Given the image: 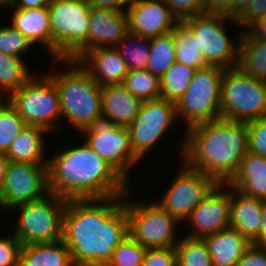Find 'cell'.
Instances as JSON below:
<instances>
[{"mask_svg": "<svg viewBox=\"0 0 266 266\" xmlns=\"http://www.w3.org/2000/svg\"><path fill=\"white\" fill-rule=\"evenodd\" d=\"M134 0H87L90 7L101 8V9H111L116 11H126L127 7ZM126 6V8H122Z\"/></svg>", "mask_w": 266, "mask_h": 266, "instance_id": "f6af8a7d", "label": "cell"}, {"mask_svg": "<svg viewBox=\"0 0 266 266\" xmlns=\"http://www.w3.org/2000/svg\"><path fill=\"white\" fill-rule=\"evenodd\" d=\"M48 191L47 164L9 161L0 191V209L44 198Z\"/></svg>", "mask_w": 266, "mask_h": 266, "instance_id": "5bb4252c", "label": "cell"}, {"mask_svg": "<svg viewBox=\"0 0 266 266\" xmlns=\"http://www.w3.org/2000/svg\"><path fill=\"white\" fill-rule=\"evenodd\" d=\"M248 4L249 0H232V18L236 19Z\"/></svg>", "mask_w": 266, "mask_h": 266, "instance_id": "681fc988", "label": "cell"}, {"mask_svg": "<svg viewBox=\"0 0 266 266\" xmlns=\"http://www.w3.org/2000/svg\"><path fill=\"white\" fill-rule=\"evenodd\" d=\"M126 15L128 32L148 39L171 33L179 25L165 0H134Z\"/></svg>", "mask_w": 266, "mask_h": 266, "instance_id": "e0dca14e", "label": "cell"}, {"mask_svg": "<svg viewBox=\"0 0 266 266\" xmlns=\"http://www.w3.org/2000/svg\"><path fill=\"white\" fill-rule=\"evenodd\" d=\"M67 201L48 193L44 198L16 205L19 221L13 233L22 245L62 240V217Z\"/></svg>", "mask_w": 266, "mask_h": 266, "instance_id": "30bf717a", "label": "cell"}, {"mask_svg": "<svg viewBox=\"0 0 266 266\" xmlns=\"http://www.w3.org/2000/svg\"><path fill=\"white\" fill-rule=\"evenodd\" d=\"M102 114L117 126L128 127L137 116L142 101L132 95L123 84L101 88Z\"/></svg>", "mask_w": 266, "mask_h": 266, "instance_id": "603a6c76", "label": "cell"}, {"mask_svg": "<svg viewBox=\"0 0 266 266\" xmlns=\"http://www.w3.org/2000/svg\"><path fill=\"white\" fill-rule=\"evenodd\" d=\"M81 133L87 137L85 143L129 184L130 168L141 159L131 148L128 127L117 126L100 114Z\"/></svg>", "mask_w": 266, "mask_h": 266, "instance_id": "8fae6325", "label": "cell"}, {"mask_svg": "<svg viewBox=\"0 0 266 266\" xmlns=\"http://www.w3.org/2000/svg\"><path fill=\"white\" fill-rule=\"evenodd\" d=\"M169 11L178 20L184 22L195 15L205 13L207 0H165Z\"/></svg>", "mask_w": 266, "mask_h": 266, "instance_id": "74e56055", "label": "cell"}, {"mask_svg": "<svg viewBox=\"0 0 266 266\" xmlns=\"http://www.w3.org/2000/svg\"><path fill=\"white\" fill-rule=\"evenodd\" d=\"M0 6L2 7H10V4L6 0H0Z\"/></svg>", "mask_w": 266, "mask_h": 266, "instance_id": "816d5d0a", "label": "cell"}, {"mask_svg": "<svg viewBox=\"0 0 266 266\" xmlns=\"http://www.w3.org/2000/svg\"><path fill=\"white\" fill-rule=\"evenodd\" d=\"M176 119L174 102L163 98L143 101L137 116L128 126L133 152L143 159Z\"/></svg>", "mask_w": 266, "mask_h": 266, "instance_id": "4fadbf2b", "label": "cell"}, {"mask_svg": "<svg viewBox=\"0 0 266 266\" xmlns=\"http://www.w3.org/2000/svg\"><path fill=\"white\" fill-rule=\"evenodd\" d=\"M28 69L22 58L0 52V99H7L33 75Z\"/></svg>", "mask_w": 266, "mask_h": 266, "instance_id": "83f0119b", "label": "cell"}, {"mask_svg": "<svg viewBox=\"0 0 266 266\" xmlns=\"http://www.w3.org/2000/svg\"><path fill=\"white\" fill-rule=\"evenodd\" d=\"M237 67L246 75L266 82V41L241 39Z\"/></svg>", "mask_w": 266, "mask_h": 266, "instance_id": "4316f807", "label": "cell"}, {"mask_svg": "<svg viewBox=\"0 0 266 266\" xmlns=\"http://www.w3.org/2000/svg\"><path fill=\"white\" fill-rule=\"evenodd\" d=\"M202 239L207 244L213 266H234L252 244L231 226Z\"/></svg>", "mask_w": 266, "mask_h": 266, "instance_id": "7402d4cb", "label": "cell"}, {"mask_svg": "<svg viewBox=\"0 0 266 266\" xmlns=\"http://www.w3.org/2000/svg\"><path fill=\"white\" fill-rule=\"evenodd\" d=\"M129 192L128 190L124 196L129 235L147 249L175 247L179 242L176 225L181 222L156 201H134V198L131 201L127 196ZM127 197L129 200L125 199Z\"/></svg>", "mask_w": 266, "mask_h": 266, "instance_id": "9c48e42d", "label": "cell"}, {"mask_svg": "<svg viewBox=\"0 0 266 266\" xmlns=\"http://www.w3.org/2000/svg\"><path fill=\"white\" fill-rule=\"evenodd\" d=\"M246 124L249 134V152L266 158V115Z\"/></svg>", "mask_w": 266, "mask_h": 266, "instance_id": "f35d334b", "label": "cell"}, {"mask_svg": "<svg viewBox=\"0 0 266 266\" xmlns=\"http://www.w3.org/2000/svg\"><path fill=\"white\" fill-rule=\"evenodd\" d=\"M32 43L12 25L0 27V52L14 57L22 55L32 47Z\"/></svg>", "mask_w": 266, "mask_h": 266, "instance_id": "8d00e7d4", "label": "cell"}, {"mask_svg": "<svg viewBox=\"0 0 266 266\" xmlns=\"http://www.w3.org/2000/svg\"><path fill=\"white\" fill-rule=\"evenodd\" d=\"M234 266H266V246L252 243Z\"/></svg>", "mask_w": 266, "mask_h": 266, "instance_id": "7bdbcfd3", "label": "cell"}, {"mask_svg": "<svg viewBox=\"0 0 266 266\" xmlns=\"http://www.w3.org/2000/svg\"><path fill=\"white\" fill-rule=\"evenodd\" d=\"M53 61L55 64H64L65 67L67 65L69 69L67 71L65 69V72H48V75L57 86L62 117H66L71 126L81 133L102 114V87L78 61L71 59H53Z\"/></svg>", "mask_w": 266, "mask_h": 266, "instance_id": "277c9868", "label": "cell"}, {"mask_svg": "<svg viewBox=\"0 0 266 266\" xmlns=\"http://www.w3.org/2000/svg\"><path fill=\"white\" fill-rule=\"evenodd\" d=\"M90 8L87 0H51L53 59H71L88 42Z\"/></svg>", "mask_w": 266, "mask_h": 266, "instance_id": "5b68a950", "label": "cell"}, {"mask_svg": "<svg viewBox=\"0 0 266 266\" xmlns=\"http://www.w3.org/2000/svg\"><path fill=\"white\" fill-rule=\"evenodd\" d=\"M231 189L230 226L238 230L251 243L260 245L261 212L264 200L247 196Z\"/></svg>", "mask_w": 266, "mask_h": 266, "instance_id": "ffe728a7", "label": "cell"}, {"mask_svg": "<svg viewBox=\"0 0 266 266\" xmlns=\"http://www.w3.org/2000/svg\"><path fill=\"white\" fill-rule=\"evenodd\" d=\"M48 131L38 126L27 125L19 132L5 154L9 161L47 164L45 159L44 134ZM43 134V135H42Z\"/></svg>", "mask_w": 266, "mask_h": 266, "instance_id": "d4e9b609", "label": "cell"}, {"mask_svg": "<svg viewBox=\"0 0 266 266\" xmlns=\"http://www.w3.org/2000/svg\"><path fill=\"white\" fill-rule=\"evenodd\" d=\"M147 248L128 235L113 251L106 266H142Z\"/></svg>", "mask_w": 266, "mask_h": 266, "instance_id": "d590c367", "label": "cell"}, {"mask_svg": "<svg viewBox=\"0 0 266 266\" xmlns=\"http://www.w3.org/2000/svg\"><path fill=\"white\" fill-rule=\"evenodd\" d=\"M182 237L175 246L177 266H213L211 254L202 238Z\"/></svg>", "mask_w": 266, "mask_h": 266, "instance_id": "836d02e7", "label": "cell"}, {"mask_svg": "<svg viewBox=\"0 0 266 266\" xmlns=\"http://www.w3.org/2000/svg\"><path fill=\"white\" fill-rule=\"evenodd\" d=\"M227 20L234 22L235 26L239 25L234 18L205 13L195 15L183 22L197 36L199 50L202 51L207 64L224 69L237 67L243 35V31H240L236 39L238 45L235 41H231L224 26Z\"/></svg>", "mask_w": 266, "mask_h": 266, "instance_id": "7c38bea8", "label": "cell"}, {"mask_svg": "<svg viewBox=\"0 0 266 266\" xmlns=\"http://www.w3.org/2000/svg\"><path fill=\"white\" fill-rule=\"evenodd\" d=\"M195 71L194 68L175 62L160 77L161 98L176 104L189 87Z\"/></svg>", "mask_w": 266, "mask_h": 266, "instance_id": "f546056e", "label": "cell"}, {"mask_svg": "<svg viewBox=\"0 0 266 266\" xmlns=\"http://www.w3.org/2000/svg\"><path fill=\"white\" fill-rule=\"evenodd\" d=\"M176 62V48L171 33L150 39L147 70L161 77Z\"/></svg>", "mask_w": 266, "mask_h": 266, "instance_id": "4dcf8cb0", "label": "cell"}, {"mask_svg": "<svg viewBox=\"0 0 266 266\" xmlns=\"http://www.w3.org/2000/svg\"><path fill=\"white\" fill-rule=\"evenodd\" d=\"M142 266H177L175 247L148 248Z\"/></svg>", "mask_w": 266, "mask_h": 266, "instance_id": "60d3db41", "label": "cell"}, {"mask_svg": "<svg viewBox=\"0 0 266 266\" xmlns=\"http://www.w3.org/2000/svg\"><path fill=\"white\" fill-rule=\"evenodd\" d=\"M123 85L142 102L161 98L160 77L147 69L130 70Z\"/></svg>", "mask_w": 266, "mask_h": 266, "instance_id": "1f68e13d", "label": "cell"}, {"mask_svg": "<svg viewBox=\"0 0 266 266\" xmlns=\"http://www.w3.org/2000/svg\"><path fill=\"white\" fill-rule=\"evenodd\" d=\"M186 131L180 144L183 163L218 183H227L249 151L246 122L219 119L195 124Z\"/></svg>", "mask_w": 266, "mask_h": 266, "instance_id": "3957f363", "label": "cell"}, {"mask_svg": "<svg viewBox=\"0 0 266 266\" xmlns=\"http://www.w3.org/2000/svg\"><path fill=\"white\" fill-rule=\"evenodd\" d=\"M130 70L146 69L150 54V39L127 33L115 47Z\"/></svg>", "mask_w": 266, "mask_h": 266, "instance_id": "d6a6232c", "label": "cell"}, {"mask_svg": "<svg viewBox=\"0 0 266 266\" xmlns=\"http://www.w3.org/2000/svg\"><path fill=\"white\" fill-rule=\"evenodd\" d=\"M7 100L30 126H38L50 132L62 118L59 93L55 82L45 73L32 75Z\"/></svg>", "mask_w": 266, "mask_h": 266, "instance_id": "ba28073f", "label": "cell"}, {"mask_svg": "<svg viewBox=\"0 0 266 266\" xmlns=\"http://www.w3.org/2000/svg\"><path fill=\"white\" fill-rule=\"evenodd\" d=\"M8 162H9V159L6 157V155L0 154V191L4 183L5 171H6Z\"/></svg>", "mask_w": 266, "mask_h": 266, "instance_id": "f907efd6", "label": "cell"}, {"mask_svg": "<svg viewBox=\"0 0 266 266\" xmlns=\"http://www.w3.org/2000/svg\"><path fill=\"white\" fill-rule=\"evenodd\" d=\"M221 119L249 122L266 115V82L238 67L225 69L221 83Z\"/></svg>", "mask_w": 266, "mask_h": 266, "instance_id": "8992f818", "label": "cell"}, {"mask_svg": "<svg viewBox=\"0 0 266 266\" xmlns=\"http://www.w3.org/2000/svg\"><path fill=\"white\" fill-rule=\"evenodd\" d=\"M226 184L247 196L266 201V158L248 151Z\"/></svg>", "mask_w": 266, "mask_h": 266, "instance_id": "44dd1931", "label": "cell"}, {"mask_svg": "<svg viewBox=\"0 0 266 266\" xmlns=\"http://www.w3.org/2000/svg\"><path fill=\"white\" fill-rule=\"evenodd\" d=\"M173 40L176 48V62L195 70L208 66L202 51L199 50L197 36L183 22L174 29Z\"/></svg>", "mask_w": 266, "mask_h": 266, "instance_id": "f1b7e54d", "label": "cell"}, {"mask_svg": "<svg viewBox=\"0 0 266 266\" xmlns=\"http://www.w3.org/2000/svg\"><path fill=\"white\" fill-rule=\"evenodd\" d=\"M13 8L11 25L23 34L32 44L40 43L52 54V37L47 7L36 9Z\"/></svg>", "mask_w": 266, "mask_h": 266, "instance_id": "cb8c5ba5", "label": "cell"}, {"mask_svg": "<svg viewBox=\"0 0 266 266\" xmlns=\"http://www.w3.org/2000/svg\"><path fill=\"white\" fill-rule=\"evenodd\" d=\"M205 14L223 15L232 18V0H207Z\"/></svg>", "mask_w": 266, "mask_h": 266, "instance_id": "ee69618b", "label": "cell"}, {"mask_svg": "<svg viewBox=\"0 0 266 266\" xmlns=\"http://www.w3.org/2000/svg\"><path fill=\"white\" fill-rule=\"evenodd\" d=\"M124 196L69 200L62 217V241L74 266H106L129 235Z\"/></svg>", "mask_w": 266, "mask_h": 266, "instance_id": "6da1fadb", "label": "cell"}, {"mask_svg": "<svg viewBox=\"0 0 266 266\" xmlns=\"http://www.w3.org/2000/svg\"><path fill=\"white\" fill-rule=\"evenodd\" d=\"M266 16V0H249L245 10L235 19L238 26L247 30L258 20Z\"/></svg>", "mask_w": 266, "mask_h": 266, "instance_id": "b9f144b4", "label": "cell"}, {"mask_svg": "<svg viewBox=\"0 0 266 266\" xmlns=\"http://www.w3.org/2000/svg\"><path fill=\"white\" fill-rule=\"evenodd\" d=\"M27 124L9 103L0 99V154H6L11 143Z\"/></svg>", "mask_w": 266, "mask_h": 266, "instance_id": "e575fe53", "label": "cell"}, {"mask_svg": "<svg viewBox=\"0 0 266 266\" xmlns=\"http://www.w3.org/2000/svg\"><path fill=\"white\" fill-rule=\"evenodd\" d=\"M77 61L101 87L123 84L129 72L115 47L90 49Z\"/></svg>", "mask_w": 266, "mask_h": 266, "instance_id": "d6986e66", "label": "cell"}, {"mask_svg": "<svg viewBox=\"0 0 266 266\" xmlns=\"http://www.w3.org/2000/svg\"><path fill=\"white\" fill-rule=\"evenodd\" d=\"M51 0H15L12 4L18 9H36L48 7Z\"/></svg>", "mask_w": 266, "mask_h": 266, "instance_id": "7dc6e473", "label": "cell"}, {"mask_svg": "<svg viewBox=\"0 0 266 266\" xmlns=\"http://www.w3.org/2000/svg\"><path fill=\"white\" fill-rule=\"evenodd\" d=\"M128 33L126 11L90 8L88 42L71 58L78 60L86 51L116 47Z\"/></svg>", "mask_w": 266, "mask_h": 266, "instance_id": "ac0fdd59", "label": "cell"}, {"mask_svg": "<svg viewBox=\"0 0 266 266\" xmlns=\"http://www.w3.org/2000/svg\"><path fill=\"white\" fill-rule=\"evenodd\" d=\"M260 245L266 246V201L262 204L261 226H260Z\"/></svg>", "mask_w": 266, "mask_h": 266, "instance_id": "c3c4849f", "label": "cell"}, {"mask_svg": "<svg viewBox=\"0 0 266 266\" xmlns=\"http://www.w3.org/2000/svg\"><path fill=\"white\" fill-rule=\"evenodd\" d=\"M19 266H74L70 251L60 240L53 243H33L21 246Z\"/></svg>", "mask_w": 266, "mask_h": 266, "instance_id": "484cf974", "label": "cell"}, {"mask_svg": "<svg viewBox=\"0 0 266 266\" xmlns=\"http://www.w3.org/2000/svg\"><path fill=\"white\" fill-rule=\"evenodd\" d=\"M177 177L168 187L164 196L156 202L180 222L206 198L218 182L199 170H194L182 163Z\"/></svg>", "mask_w": 266, "mask_h": 266, "instance_id": "9a60e30c", "label": "cell"}, {"mask_svg": "<svg viewBox=\"0 0 266 266\" xmlns=\"http://www.w3.org/2000/svg\"><path fill=\"white\" fill-rule=\"evenodd\" d=\"M225 69L208 65L197 69L189 87L175 104L177 117L186 128L198 123L221 119V83Z\"/></svg>", "mask_w": 266, "mask_h": 266, "instance_id": "52a82bcc", "label": "cell"}, {"mask_svg": "<svg viewBox=\"0 0 266 266\" xmlns=\"http://www.w3.org/2000/svg\"><path fill=\"white\" fill-rule=\"evenodd\" d=\"M3 237L0 238V266H19L21 242L13 233Z\"/></svg>", "mask_w": 266, "mask_h": 266, "instance_id": "ab89813d", "label": "cell"}, {"mask_svg": "<svg viewBox=\"0 0 266 266\" xmlns=\"http://www.w3.org/2000/svg\"><path fill=\"white\" fill-rule=\"evenodd\" d=\"M10 5L15 2V0H6Z\"/></svg>", "mask_w": 266, "mask_h": 266, "instance_id": "f5cc1de1", "label": "cell"}, {"mask_svg": "<svg viewBox=\"0 0 266 266\" xmlns=\"http://www.w3.org/2000/svg\"><path fill=\"white\" fill-rule=\"evenodd\" d=\"M241 39H257L266 41V16L255 22L246 33L243 31Z\"/></svg>", "mask_w": 266, "mask_h": 266, "instance_id": "bcb514c9", "label": "cell"}, {"mask_svg": "<svg viewBox=\"0 0 266 266\" xmlns=\"http://www.w3.org/2000/svg\"><path fill=\"white\" fill-rule=\"evenodd\" d=\"M224 188L226 183H218L185 219L192 229L185 237L203 238L230 227L231 190Z\"/></svg>", "mask_w": 266, "mask_h": 266, "instance_id": "2e32d148", "label": "cell"}, {"mask_svg": "<svg viewBox=\"0 0 266 266\" xmlns=\"http://www.w3.org/2000/svg\"><path fill=\"white\" fill-rule=\"evenodd\" d=\"M50 194L66 201L125 196L128 183L85 142L55 152L47 161Z\"/></svg>", "mask_w": 266, "mask_h": 266, "instance_id": "7a4b0ae2", "label": "cell"}]
</instances>
